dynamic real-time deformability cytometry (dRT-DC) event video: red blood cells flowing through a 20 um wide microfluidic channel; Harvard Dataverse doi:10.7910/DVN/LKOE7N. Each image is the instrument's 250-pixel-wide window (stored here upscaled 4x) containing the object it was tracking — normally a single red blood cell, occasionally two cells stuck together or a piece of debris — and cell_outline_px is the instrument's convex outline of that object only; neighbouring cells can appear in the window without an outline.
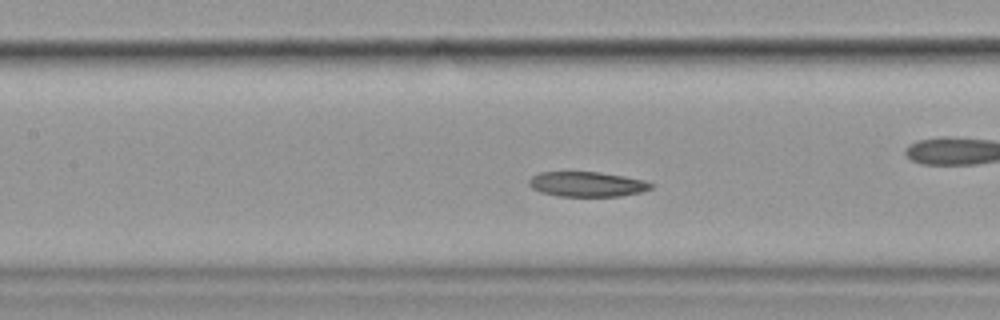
{"species": "common noctule bat (a hibernating species)", "species_latin": "Nyctalus noctula", "temperature_condition": "cold", "stored_images_in_passage": 47, "camera_frame_rate_fps": 3000, "um_per_image_px": 0.085, "animal": {"sex": "female", "body_mass_g": 19.9}, "frame": {"image": 1, "passage_image": 15, "time_ms": 4.667, "image_size_px": [1000, 320], "cell_outline_px": [[652, 188], [640, 192], [620, 196], [556, 196], [540, 192], [532, 188], [528, 184], [528, 180], [532, 176], [540, 172], [600, 172], [624, 176], [644, 180], [652, 184]], "centroid_in_image_um": [49.86, 15.65], "position_along_channel_um": 157.5, "area_um2": 17.74}}
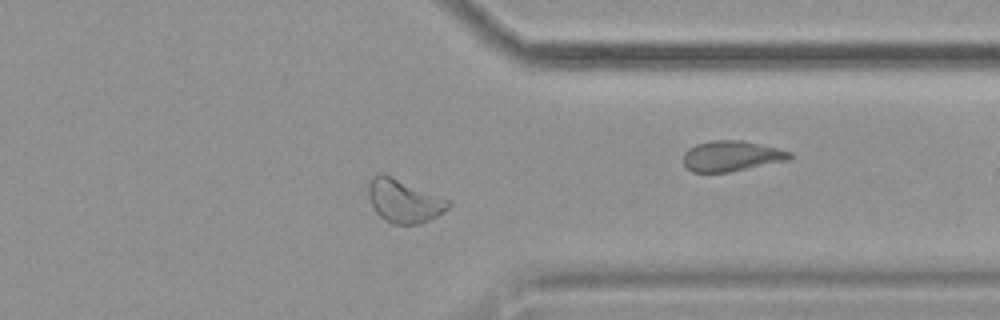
{"frame": {"image": 2, "passage_image": 34, "time_ms": 11.0, "image_size_px": [1000, 320], "cell_outline_px": [[452, 204], [448, 208], [436, 216], [420, 224], [392, 224], [384, 220], [376, 212], [368, 196], [368, 184], [372, 176], [380, 172], [384, 172], [452, 200]], "centroid_in_image_um": [34.34, 17.04], "position_along_channel_um": 377.1, "area_um2": 20.58}}
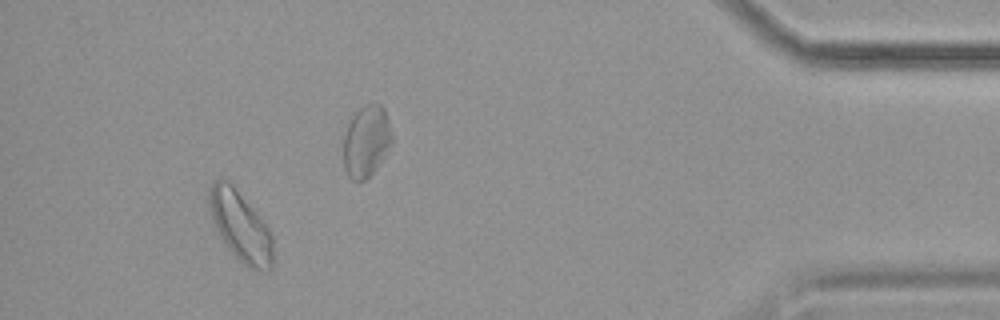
{"frame": {"image": 3, "passage_image": 42, "time_ms": 13.667, "image_size_px": [1000, 320], "cell_outline_px": [[272, 268], [248, 268], [224, 244], [212, 220], [208, 204], [208, 188], [216, 180], [228, 180], [232, 184], [268, 228], [272, 236]], "centroid_in_image_um": [20.39, 19.2], "position_along_channel_um": 414.8, "area_um2": 25.32}}